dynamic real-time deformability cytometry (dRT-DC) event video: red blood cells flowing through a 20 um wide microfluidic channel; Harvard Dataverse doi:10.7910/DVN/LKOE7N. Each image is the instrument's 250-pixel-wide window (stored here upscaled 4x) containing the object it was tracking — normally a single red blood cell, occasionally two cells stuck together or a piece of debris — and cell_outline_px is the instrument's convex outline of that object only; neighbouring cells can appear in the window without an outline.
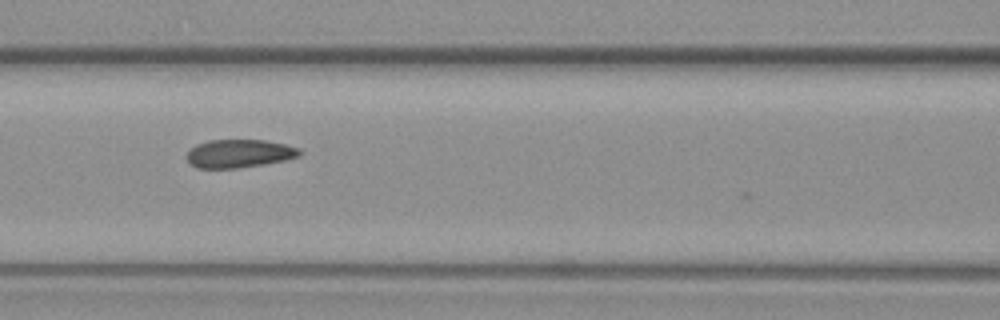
{"species": "common noctule bat (a hibernating species)", "species_latin": "Nyctalus noctula", "temperature_condition": "warm", "stored_images_in_passage": 9, "camera_frame_rate_fps": 3000, "um_per_image_px": 0.085, "animal": {"sex": "female", "body_mass_g": 19.3, "forearm_length_mm": 54.1}, "frame": {"image": 1, "passage_image": 6, "time_ms": 7.333, "image_size_px": [1000, 320], "cell_outline_px": [[304, 152], [300, 156], [284, 160], [264, 164], [236, 168], [196, 168], [184, 156], [188, 148], [196, 144], [208, 140], [264, 140], [284, 144], [300, 148]], "centroid_in_image_um": [20.31, 13.04], "position_along_channel_um": 146.3, "area_um2": 18.79}}
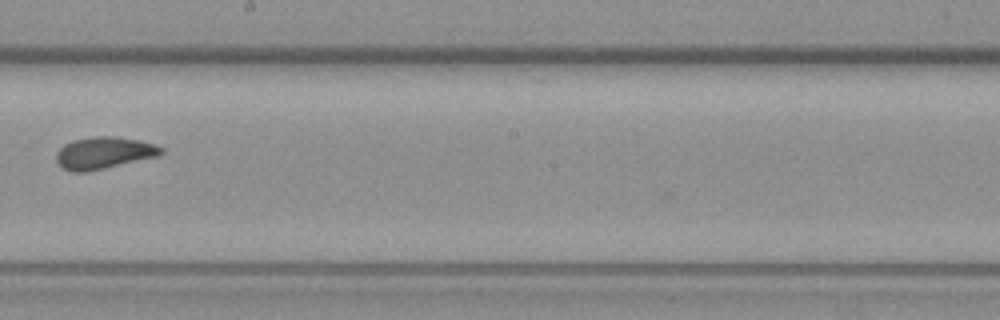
{"frame": {"image": 2, "passage_image": 8, "time_ms": 10.0, "image_size_px": [1000, 320], "cell_outline_px": [[164, 152], [156, 156], [88, 172], [72, 172], [64, 168], [56, 160], [56, 152], [64, 144], [72, 140], [92, 136], [116, 136], [140, 140], [156, 144], [164, 148]], "centroid_in_image_um": [8.83, 12.98], "position_along_channel_um": 239.4, "area_um2": 19.59}}
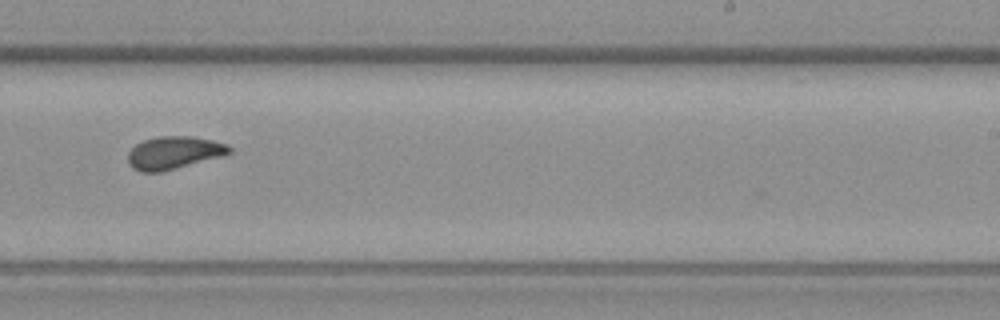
{"frame": {"image": 3, "passage_image": 9, "time_ms": 11.0, "image_size_px": [1000, 320], "cell_outline_px": [[232, 152], [220, 156], [176, 168], [160, 172], [140, 172], [132, 168], [128, 164], [128, 152], [136, 144], [144, 140], [156, 136], [192, 136], [212, 140], [228, 144], [232, 148]], "centroid_in_image_um": [14.75, 12.97], "position_along_channel_um": 274.2, "area_um2": 19.31}}